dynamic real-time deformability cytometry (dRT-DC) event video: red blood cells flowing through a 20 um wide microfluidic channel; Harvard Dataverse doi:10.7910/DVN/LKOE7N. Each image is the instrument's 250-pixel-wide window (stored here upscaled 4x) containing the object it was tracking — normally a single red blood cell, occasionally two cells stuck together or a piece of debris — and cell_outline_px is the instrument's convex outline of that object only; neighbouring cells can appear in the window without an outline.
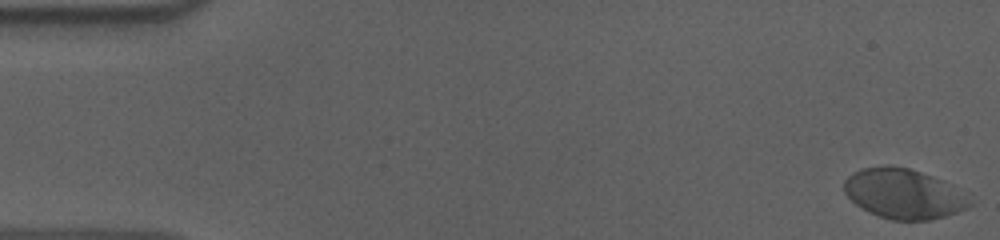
{"species": "human", "species_latin": "Homo sapiens", "temperature_condition": "cold", "stored_images_in_passage": 57, "camera_frame_rate_fps": 3000, "um_per_image_px": 0.085, "donor": {"sex": "male"}, "frame": {"image": 1, "passage_image": 1, "time_ms": 0.0, "image_size_px": [1000, 240], "cell_outline_px": [[972, 204], [968, 208], [944, 216], [928, 220], [892, 220], [868, 212], [860, 208], [844, 192], [844, 180], [852, 172], [860, 168], [888, 164], [908, 168], [944, 180]], "centroid_in_image_um": [76.72, 16.45], "position_along_channel_um": 8.3, "area_um2": 36.18}}
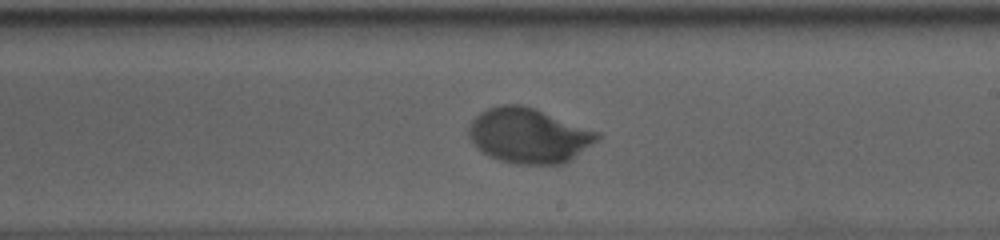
{"frame": {"image": 2, "passage_image": 33, "time_ms": 10.667, "image_size_px": [1000, 240], "cell_outline_px": [[600, 136], [596, 140], [564, 164], [516, 164], [500, 160], [476, 148], [468, 136], [468, 124], [480, 112], [488, 108], [504, 104], [520, 104], [532, 108], [600, 132]], "centroid_in_image_um": [44.89, 11.52], "position_along_channel_um": 244.1, "area_um2": 40.63}}
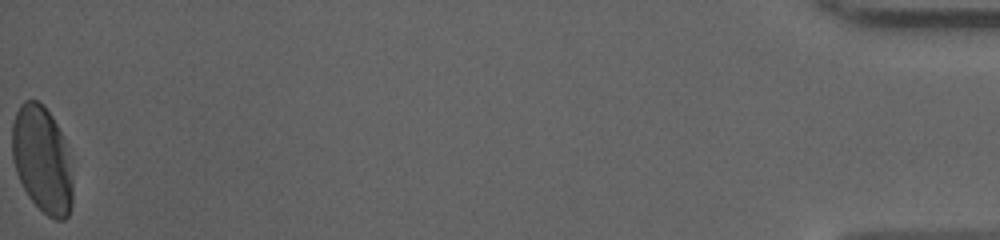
{"frame": {"image": 3, "passage_image": 57, "time_ms": 18.667, "image_size_px": [1000, 240], "cell_outline_px": [[72, 204], [68, 216], [64, 220], [56, 220], [48, 216], [28, 196], [16, 172], [12, 156], [12, 124], [16, 112], [20, 104], [24, 100], [40, 100], [44, 104], [52, 116], [60, 132], [72, 180]], "centroid_in_image_um": [3.54, 13.55], "position_along_channel_um": 431.7, "area_um2": 37.11}, "authors_computed_cell_mechanics": {"area_um2": 38.4948, "velocity_mm_per_s": 3.591, "shape_relaxation_time_tau1_ms": 2.9525, "shape_relaxation_time_tau2_ms": null, "deformation_change_tau1": 0.136, "deformation_change_tau2": null}}